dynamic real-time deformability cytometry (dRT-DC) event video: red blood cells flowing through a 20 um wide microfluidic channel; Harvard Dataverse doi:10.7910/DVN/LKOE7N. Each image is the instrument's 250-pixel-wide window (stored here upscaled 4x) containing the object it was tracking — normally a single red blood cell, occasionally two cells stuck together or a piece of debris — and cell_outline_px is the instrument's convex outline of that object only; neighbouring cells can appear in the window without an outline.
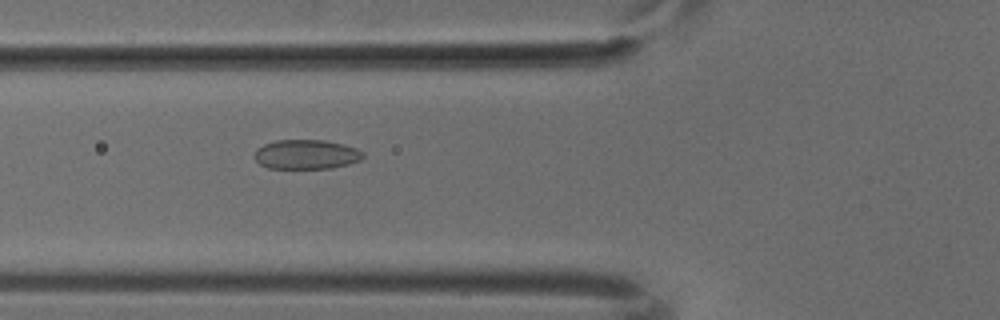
{"species": "common noctule bat (a hibernating species)", "species_latin": "Nyctalus noctula", "temperature_condition": "cold", "stored_images_in_passage": 51, "camera_frame_rate_fps": 3000, "um_per_image_px": 0.085, "animal": {"sex": "male", "body_mass_g": 18.8}, "frame": {"image": 1, "passage_image": 19, "time_ms": 6.0, "image_size_px": [1000, 320], "cell_outline_px": [[364, 156], [360, 160], [348, 164], [332, 168], [268, 168], [260, 164], [252, 156], [256, 148], [264, 144], [276, 140], [324, 140], [356, 148], [364, 152]], "centroid_in_image_um": [26.0, 13.12], "position_along_channel_um": 99.8, "area_um2": 18.67}}
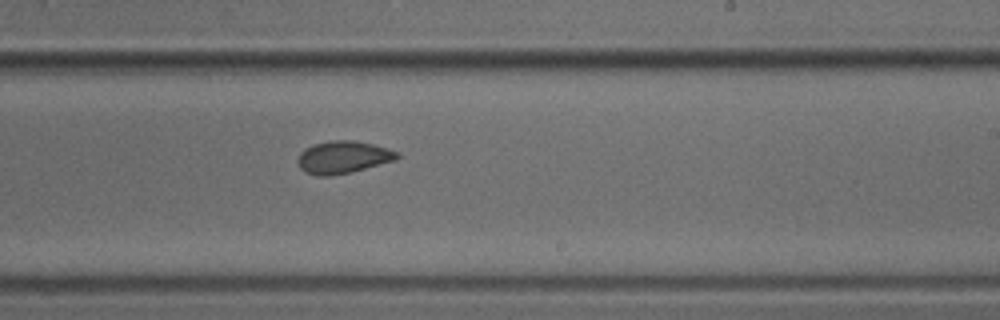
{"frame": {"image": 2, "passage_image": 31, "time_ms": 10.0, "image_size_px": [1000, 320], "cell_outline_px": [[400, 156], [396, 160], [352, 172], [332, 176], [316, 176], [304, 172], [300, 168], [296, 160], [300, 152], [304, 148], [312, 144], [332, 140], [352, 140], [372, 144], [388, 148], [400, 152]], "centroid_in_image_um": [29.14, 13.37], "position_along_channel_um": 259.9, "area_um2": 19.13}}
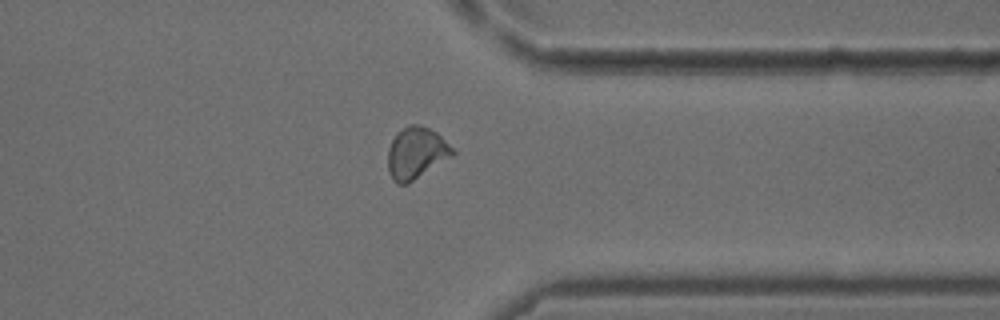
{"frame": {"image": 3, "passage_image": 40, "time_ms": 13.0, "image_size_px": [1000, 320], "cell_outline_px": [[456, 152], [452, 156], [408, 184], [396, 184], [392, 180], [388, 168], [388, 148], [396, 132], [408, 124], [420, 124], [436, 132]], "centroid_in_image_um": [35.35, 13.0], "position_along_channel_um": 376.1, "area_um2": 19.48}}